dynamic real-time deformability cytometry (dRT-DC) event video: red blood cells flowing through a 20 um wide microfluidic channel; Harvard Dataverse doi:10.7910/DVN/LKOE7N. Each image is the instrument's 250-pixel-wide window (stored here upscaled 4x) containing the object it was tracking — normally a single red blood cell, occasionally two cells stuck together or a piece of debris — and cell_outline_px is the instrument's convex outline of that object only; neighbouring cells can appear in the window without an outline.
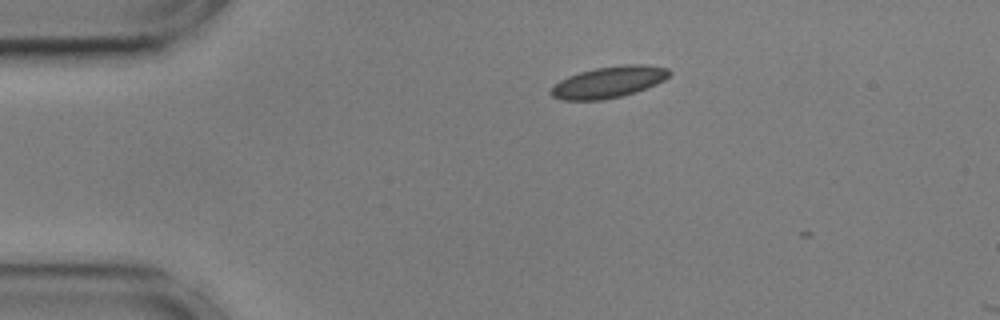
{"species": "common noctule bat (a hibernating species)", "species_latin": "Nyctalus noctula", "temperature_condition": "cold", "stored_images_in_passage": 4, "camera_frame_rate_fps": 3000, "um_per_image_px": 0.085, "animal": {"sex": "male", "body_mass_g": 17.9, "forearm_length_mm": 54.2}, "frame": {"image": 1, "passage_image": 2, "time_ms": 0.333, "image_size_px": [1000, 320], "cell_outline_px": [[672, 72], [664, 80], [656, 84], [636, 92], [604, 100], [560, 100], [552, 96], [548, 92], [560, 80], [568, 76], [580, 72], [596, 68], [624, 64], [644, 64], [668, 68]], "centroid_in_image_um": [51.74, 6.98], "position_along_channel_um": 33.3, "area_um2": 21.68}}